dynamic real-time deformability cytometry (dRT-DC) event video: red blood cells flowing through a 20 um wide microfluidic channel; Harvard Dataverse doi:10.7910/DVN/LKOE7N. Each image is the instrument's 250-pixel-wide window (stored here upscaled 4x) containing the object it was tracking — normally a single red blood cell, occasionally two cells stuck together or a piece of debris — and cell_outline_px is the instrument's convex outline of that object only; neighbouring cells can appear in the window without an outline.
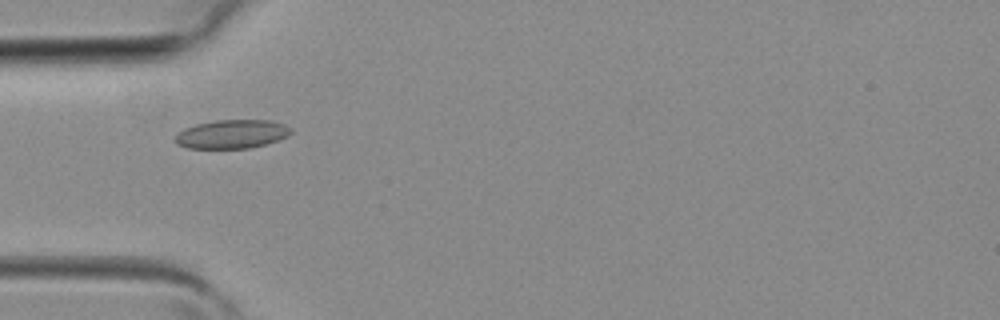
{"species": "common noctule bat (a hibernating species)", "species_latin": "Nyctalus noctula", "temperature_condition": "room temperature", "stored_images_in_passage": 3, "camera_frame_rate_fps": 3000, "um_per_image_px": 0.085, "animal": {"sex": "female", "body_mass_g": 19.3, "forearm_length_mm": 54.1}, "frame": {"image": 1, "passage_image": 3, "time_ms": 0.667, "image_size_px": [1000, 320], "cell_outline_px": [[292, 132], [288, 136], [280, 140], [248, 148], [188, 148], [176, 144], [172, 140], [184, 128], [196, 124], [216, 120], [272, 120], [284, 124], [292, 128]], "centroid_in_image_um": [19.72, 11.39], "position_along_channel_um": 65.3, "area_um2": 19.48}}